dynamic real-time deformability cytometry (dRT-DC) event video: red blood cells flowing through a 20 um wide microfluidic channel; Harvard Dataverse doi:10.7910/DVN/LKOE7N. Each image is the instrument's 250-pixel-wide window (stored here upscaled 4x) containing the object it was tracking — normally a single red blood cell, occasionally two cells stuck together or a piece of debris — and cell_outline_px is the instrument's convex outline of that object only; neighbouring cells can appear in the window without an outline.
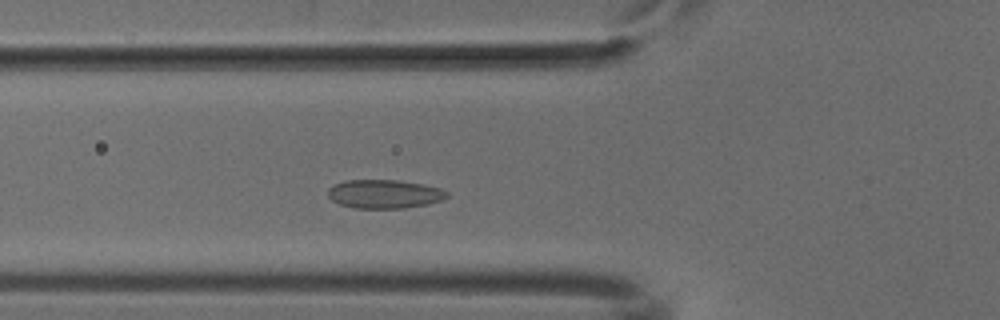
{"species": "common noctule bat (a hibernating species)", "species_latin": "Nyctalus noctula", "temperature_condition": "cold", "stored_images_in_passage": 35, "camera_frame_rate_fps": 3000, "um_per_image_px": 0.085, "animal": {"sex": "male", "body_mass_g": 18.8}, "frame": {"image": 1, "passage_image": 11, "time_ms": 3.333, "image_size_px": [1000, 320], "cell_outline_px": [[448, 196], [440, 200], [428, 204], [404, 208], [356, 208], [340, 204], [332, 200], [328, 196], [328, 188], [344, 180], [396, 180], [424, 184], [440, 188], [448, 192]], "centroid_in_image_um": [32.67, 16.48], "position_along_channel_um": 93.1, "area_um2": 19.83}}
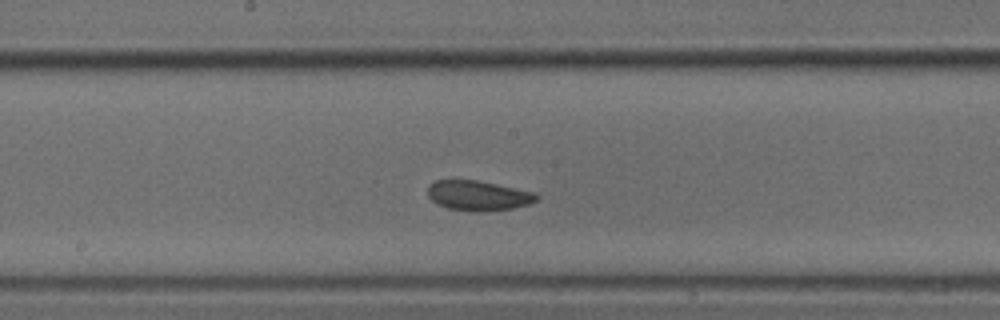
{"frame": {"image": 2, "passage_image": 20, "time_ms": 6.333, "image_size_px": [1000, 320], "cell_outline_px": [[540, 196], [536, 200], [528, 204], [512, 208], [484, 212], [472, 212], [448, 208], [436, 204], [428, 196], [428, 184], [436, 180], [476, 180], [536, 192]], "centroid_in_image_um": [40.64, 16.63], "position_along_channel_um": 207.6, "area_um2": 19.13}}
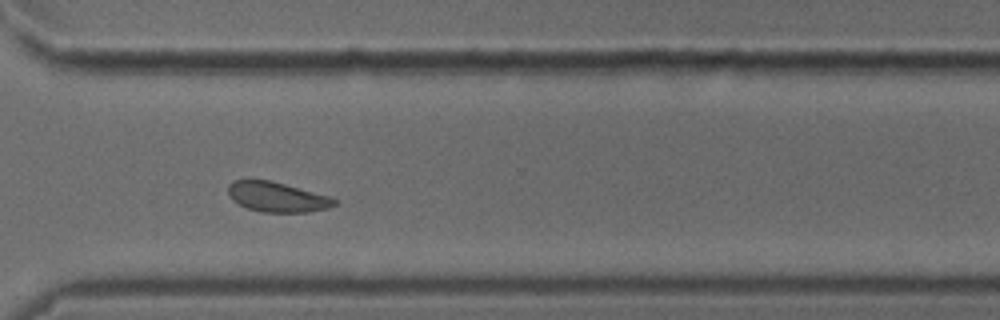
{"frame": {"image": 3, "passage_image": 31, "time_ms": 10.0, "image_size_px": [1000, 320], "cell_outline_px": [[340, 200], [336, 204], [328, 208], [308, 212], [264, 212], [248, 208], [232, 200], [228, 192], [228, 184], [232, 180], [272, 180], [328, 196]], "centroid_in_image_um": [23.56, 16.74], "position_along_channel_um": 347.0, "area_um2": 18.5}}